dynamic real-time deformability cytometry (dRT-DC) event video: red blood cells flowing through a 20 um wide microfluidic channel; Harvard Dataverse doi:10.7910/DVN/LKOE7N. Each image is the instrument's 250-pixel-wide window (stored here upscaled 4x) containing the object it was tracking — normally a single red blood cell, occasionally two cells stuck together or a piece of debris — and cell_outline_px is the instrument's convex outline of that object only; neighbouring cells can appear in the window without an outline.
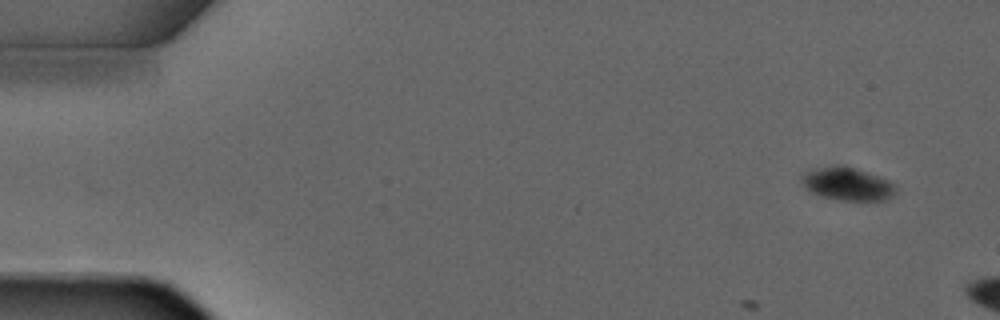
{"species": "common noctule bat (a hibernating species)", "species_latin": "Nyctalus noctula", "temperature_condition": "warm", "stored_images_in_passage": 3, "camera_frame_rate_fps": 3000, "um_per_image_px": 0.085, "animal": {"sex": "male", "forearm_length_mm": 52.5}, "frame": {"image": 1, "passage_image": 1, "time_ms": 0.0, "image_size_px": [1000, 320], "cell_outline_px": [[896, 192], [892, 196], [884, 200], [836, 200], [820, 196], [812, 192], [800, 180], [800, 172], [812, 168], [832, 164], [844, 164], [856, 168], [888, 180], [896, 184]], "centroid_in_image_um": [71.97, 15.59], "position_along_channel_um": 13.0, "area_um2": 18.55}}